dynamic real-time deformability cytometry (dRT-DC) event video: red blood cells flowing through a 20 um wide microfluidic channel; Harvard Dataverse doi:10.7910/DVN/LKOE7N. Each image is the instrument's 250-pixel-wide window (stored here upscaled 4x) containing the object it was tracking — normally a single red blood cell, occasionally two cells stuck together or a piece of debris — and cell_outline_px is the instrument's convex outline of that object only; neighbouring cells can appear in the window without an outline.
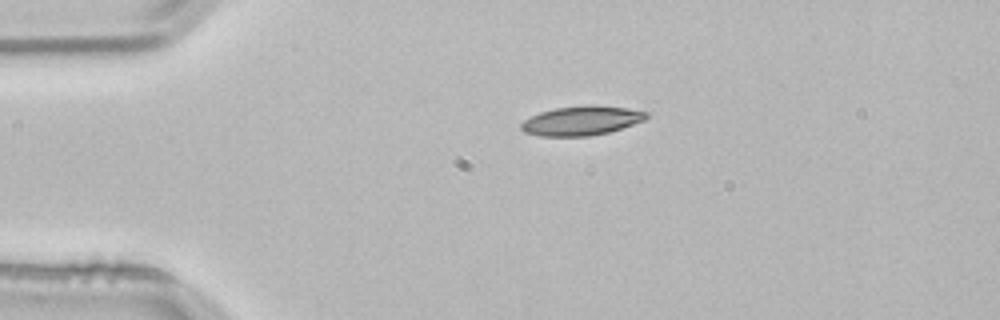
{"species": "common noctule bat (a hibernating species)", "species_latin": "Nyctalus noctula", "temperature_condition": "room temperature", "stored_images_in_passage": 2, "camera_frame_rate_fps": 3000, "um_per_image_px": 0.085, "animal": {"sex": "male", "body_mass_g": 21.5, "forearm_length_mm": 52.0}, "frame": {"image": 1, "passage_image": 1, "time_ms": 0.0, "image_size_px": [1000, 320], "cell_outline_px": [[648, 116], [644, 120], [608, 132], [588, 136], [540, 136], [524, 132], [520, 128], [520, 124], [524, 120], [540, 112], [556, 108], [588, 104], [592, 104], [628, 108], [648, 112]], "centroid_in_image_um": [49.41, 10.24], "position_along_channel_um": 35.6, "area_um2": 21.33}}